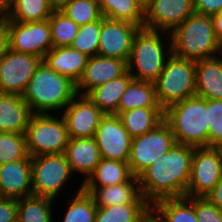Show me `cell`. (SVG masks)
I'll return each mask as SVG.
<instances>
[{
	"instance_id": "8fae6325",
	"label": "cell",
	"mask_w": 222,
	"mask_h": 222,
	"mask_svg": "<svg viewBox=\"0 0 222 222\" xmlns=\"http://www.w3.org/2000/svg\"><path fill=\"white\" fill-rule=\"evenodd\" d=\"M4 22L9 49L43 59L53 48L49 20L27 23L16 21Z\"/></svg>"
},
{
	"instance_id": "30bf717a",
	"label": "cell",
	"mask_w": 222,
	"mask_h": 222,
	"mask_svg": "<svg viewBox=\"0 0 222 222\" xmlns=\"http://www.w3.org/2000/svg\"><path fill=\"white\" fill-rule=\"evenodd\" d=\"M222 178V148H194L186 197H205Z\"/></svg>"
},
{
	"instance_id": "3957f363",
	"label": "cell",
	"mask_w": 222,
	"mask_h": 222,
	"mask_svg": "<svg viewBox=\"0 0 222 222\" xmlns=\"http://www.w3.org/2000/svg\"><path fill=\"white\" fill-rule=\"evenodd\" d=\"M172 54L192 61L222 54L211 16L192 13L171 33Z\"/></svg>"
},
{
	"instance_id": "d590c367",
	"label": "cell",
	"mask_w": 222,
	"mask_h": 222,
	"mask_svg": "<svg viewBox=\"0 0 222 222\" xmlns=\"http://www.w3.org/2000/svg\"><path fill=\"white\" fill-rule=\"evenodd\" d=\"M28 156L25 133L0 132V165Z\"/></svg>"
},
{
	"instance_id": "ab89813d",
	"label": "cell",
	"mask_w": 222,
	"mask_h": 222,
	"mask_svg": "<svg viewBox=\"0 0 222 222\" xmlns=\"http://www.w3.org/2000/svg\"><path fill=\"white\" fill-rule=\"evenodd\" d=\"M18 199L0 197V222H17Z\"/></svg>"
},
{
	"instance_id": "7c38bea8",
	"label": "cell",
	"mask_w": 222,
	"mask_h": 222,
	"mask_svg": "<svg viewBox=\"0 0 222 222\" xmlns=\"http://www.w3.org/2000/svg\"><path fill=\"white\" fill-rule=\"evenodd\" d=\"M41 61L8 48L0 60V92L22 96Z\"/></svg>"
},
{
	"instance_id": "277c9868",
	"label": "cell",
	"mask_w": 222,
	"mask_h": 222,
	"mask_svg": "<svg viewBox=\"0 0 222 222\" xmlns=\"http://www.w3.org/2000/svg\"><path fill=\"white\" fill-rule=\"evenodd\" d=\"M164 34L167 41L163 38ZM171 54L170 33L140 28L134 36L130 49L128 72L134 80L154 83Z\"/></svg>"
},
{
	"instance_id": "ac0fdd59",
	"label": "cell",
	"mask_w": 222,
	"mask_h": 222,
	"mask_svg": "<svg viewBox=\"0 0 222 222\" xmlns=\"http://www.w3.org/2000/svg\"><path fill=\"white\" fill-rule=\"evenodd\" d=\"M31 157L0 165V197L20 199L32 194Z\"/></svg>"
},
{
	"instance_id": "8d00e7d4",
	"label": "cell",
	"mask_w": 222,
	"mask_h": 222,
	"mask_svg": "<svg viewBox=\"0 0 222 222\" xmlns=\"http://www.w3.org/2000/svg\"><path fill=\"white\" fill-rule=\"evenodd\" d=\"M101 31V18L94 22L80 26L71 47L88 57L98 55L99 35Z\"/></svg>"
},
{
	"instance_id": "cb8c5ba5",
	"label": "cell",
	"mask_w": 222,
	"mask_h": 222,
	"mask_svg": "<svg viewBox=\"0 0 222 222\" xmlns=\"http://www.w3.org/2000/svg\"><path fill=\"white\" fill-rule=\"evenodd\" d=\"M57 7L52 0H10L3 21L41 22L48 20Z\"/></svg>"
},
{
	"instance_id": "9a60e30c",
	"label": "cell",
	"mask_w": 222,
	"mask_h": 222,
	"mask_svg": "<svg viewBox=\"0 0 222 222\" xmlns=\"http://www.w3.org/2000/svg\"><path fill=\"white\" fill-rule=\"evenodd\" d=\"M194 12V0H151L144 10L143 28L171 33Z\"/></svg>"
},
{
	"instance_id": "484cf974",
	"label": "cell",
	"mask_w": 222,
	"mask_h": 222,
	"mask_svg": "<svg viewBox=\"0 0 222 222\" xmlns=\"http://www.w3.org/2000/svg\"><path fill=\"white\" fill-rule=\"evenodd\" d=\"M152 212L162 222H198L195 197L167 198L155 202Z\"/></svg>"
},
{
	"instance_id": "bcb514c9",
	"label": "cell",
	"mask_w": 222,
	"mask_h": 222,
	"mask_svg": "<svg viewBox=\"0 0 222 222\" xmlns=\"http://www.w3.org/2000/svg\"><path fill=\"white\" fill-rule=\"evenodd\" d=\"M143 222H162L153 212H151Z\"/></svg>"
},
{
	"instance_id": "603a6c76",
	"label": "cell",
	"mask_w": 222,
	"mask_h": 222,
	"mask_svg": "<svg viewBox=\"0 0 222 222\" xmlns=\"http://www.w3.org/2000/svg\"><path fill=\"white\" fill-rule=\"evenodd\" d=\"M31 114L22 96L0 92V132L25 133Z\"/></svg>"
},
{
	"instance_id": "b9f144b4",
	"label": "cell",
	"mask_w": 222,
	"mask_h": 222,
	"mask_svg": "<svg viewBox=\"0 0 222 222\" xmlns=\"http://www.w3.org/2000/svg\"><path fill=\"white\" fill-rule=\"evenodd\" d=\"M214 206L222 211V178L205 196Z\"/></svg>"
},
{
	"instance_id": "60d3db41",
	"label": "cell",
	"mask_w": 222,
	"mask_h": 222,
	"mask_svg": "<svg viewBox=\"0 0 222 222\" xmlns=\"http://www.w3.org/2000/svg\"><path fill=\"white\" fill-rule=\"evenodd\" d=\"M196 13L206 16H214L222 12V0H194Z\"/></svg>"
},
{
	"instance_id": "2e32d148",
	"label": "cell",
	"mask_w": 222,
	"mask_h": 222,
	"mask_svg": "<svg viewBox=\"0 0 222 222\" xmlns=\"http://www.w3.org/2000/svg\"><path fill=\"white\" fill-rule=\"evenodd\" d=\"M139 29L133 23L102 16L98 55L128 61L134 36Z\"/></svg>"
},
{
	"instance_id": "7dc6e473",
	"label": "cell",
	"mask_w": 222,
	"mask_h": 222,
	"mask_svg": "<svg viewBox=\"0 0 222 222\" xmlns=\"http://www.w3.org/2000/svg\"><path fill=\"white\" fill-rule=\"evenodd\" d=\"M144 10L149 6L151 0H135Z\"/></svg>"
},
{
	"instance_id": "6da1fadb",
	"label": "cell",
	"mask_w": 222,
	"mask_h": 222,
	"mask_svg": "<svg viewBox=\"0 0 222 222\" xmlns=\"http://www.w3.org/2000/svg\"><path fill=\"white\" fill-rule=\"evenodd\" d=\"M193 151L194 147L176 143L138 176L141 195L151 205L186 196Z\"/></svg>"
},
{
	"instance_id": "44dd1931",
	"label": "cell",
	"mask_w": 222,
	"mask_h": 222,
	"mask_svg": "<svg viewBox=\"0 0 222 222\" xmlns=\"http://www.w3.org/2000/svg\"><path fill=\"white\" fill-rule=\"evenodd\" d=\"M196 95L222 100V55L195 61Z\"/></svg>"
},
{
	"instance_id": "ba28073f",
	"label": "cell",
	"mask_w": 222,
	"mask_h": 222,
	"mask_svg": "<svg viewBox=\"0 0 222 222\" xmlns=\"http://www.w3.org/2000/svg\"><path fill=\"white\" fill-rule=\"evenodd\" d=\"M32 194L54 200L72 178V171L64 154L31 157Z\"/></svg>"
},
{
	"instance_id": "f35d334b",
	"label": "cell",
	"mask_w": 222,
	"mask_h": 222,
	"mask_svg": "<svg viewBox=\"0 0 222 222\" xmlns=\"http://www.w3.org/2000/svg\"><path fill=\"white\" fill-rule=\"evenodd\" d=\"M195 213L198 222H222V211L205 197H195Z\"/></svg>"
},
{
	"instance_id": "ffe728a7",
	"label": "cell",
	"mask_w": 222,
	"mask_h": 222,
	"mask_svg": "<svg viewBox=\"0 0 222 222\" xmlns=\"http://www.w3.org/2000/svg\"><path fill=\"white\" fill-rule=\"evenodd\" d=\"M72 173L85 176L83 182L93 173L102 160L95 138H70L64 151Z\"/></svg>"
},
{
	"instance_id": "f1b7e54d",
	"label": "cell",
	"mask_w": 222,
	"mask_h": 222,
	"mask_svg": "<svg viewBox=\"0 0 222 222\" xmlns=\"http://www.w3.org/2000/svg\"><path fill=\"white\" fill-rule=\"evenodd\" d=\"M135 108H162L156 98L155 84L153 82H145L132 80L118 105V115Z\"/></svg>"
},
{
	"instance_id": "f546056e",
	"label": "cell",
	"mask_w": 222,
	"mask_h": 222,
	"mask_svg": "<svg viewBox=\"0 0 222 222\" xmlns=\"http://www.w3.org/2000/svg\"><path fill=\"white\" fill-rule=\"evenodd\" d=\"M151 212V204H120L97 207L94 222H143Z\"/></svg>"
},
{
	"instance_id": "4316f807",
	"label": "cell",
	"mask_w": 222,
	"mask_h": 222,
	"mask_svg": "<svg viewBox=\"0 0 222 222\" xmlns=\"http://www.w3.org/2000/svg\"><path fill=\"white\" fill-rule=\"evenodd\" d=\"M133 175L127 162L103 159L95 167L82 187H108L127 182Z\"/></svg>"
},
{
	"instance_id": "5bb4252c",
	"label": "cell",
	"mask_w": 222,
	"mask_h": 222,
	"mask_svg": "<svg viewBox=\"0 0 222 222\" xmlns=\"http://www.w3.org/2000/svg\"><path fill=\"white\" fill-rule=\"evenodd\" d=\"M62 112L61 116L70 138H93L101 119L105 116L87 95L79 94Z\"/></svg>"
},
{
	"instance_id": "52a82bcc",
	"label": "cell",
	"mask_w": 222,
	"mask_h": 222,
	"mask_svg": "<svg viewBox=\"0 0 222 222\" xmlns=\"http://www.w3.org/2000/svg\"><path fill=\"white\" fill-rule=\"evenodd\" d=\"M56 114H31L25 132L27 150L30 157L64 154L70 137L60 112H56Z\"/></svg>"
},
{
	"instance_id": "7402d4cb",
	"label": "cell",
	"mask_w": 222,
	"mask_h": 222,
	"mask_svg": "<svg viewBox=\"0 0 222 222\" xmlns=\"http://www.w3.org/2000/svg\"><path fill=\"white\" fill-rule=\"evenodd\" d=\"M89 57L71 46L53 47L43 61L52 70L68 77L75 84L81 78Z\"/></svg>"
},
{
	"instance_id": "5b68a950",
	"label": "cell",
	"mask_w": 222,
	"mask_h": 222,
	"mask_svg": "<svg viewBox=\"0 0 222 222\" xmlns=\"http://www.w3.org/2000/svg\"><path fill=\"white\" fill-rule=\"evenodd\" d=\"M177 144L208 147L207 99L197 95L170 105L164 110Z\"/></svg>"
},
{
	"instance_id": "4dcf8cb0",
	"label": "cell",
	"mask_w": 222,
	"mask_h": 222,
	"mask_svg": "<svg viewBox=\"0 0 222 222\" xmlns=\"http://www.w3.org/2000/svg\"><path fill=\"white\" fill-rule=\"evenodd\" d=\"M104 18L126 21L143 28L144 9L135 0H97Z\"/></svg>"
},
{
	"instance_id": "4fadbf2b",
	"label": "cell",
	"mask_w": 222,
	"mask_h": 222,
	"mask_svg": "<svg viewBox=\"0 0 222 222\" xmlns=\"http://www.w3.org/2000/svg\"><path fill=\"white\" fill-rule=\"evenodd\" d=\"M103 159L128 162L132 137L118 115L105 114L94 136Z\"/></svg>"
},
{
	"instance_id": "d6a6232c",
	"label": "cell",
	"mask_w": 222,
	"mask_h": 222,
	"mask_svg": "<svg viewBox=\"0 0 222 222\" xmlns=\"http://www.w3.org/2000/svg\"><path fill=\"white\" fill-rule=\"evenodd\" d=\"M57 8L79 26L103 16L97 0H67Z\"/></svg>"
},
{
	"instance_id": "1f68e13d",
	"label": "cell",
	"mask_w": 222,
	"mask_h": 222,
	"mask_svg": "<svg viewBox=\"0 0 222 222\" xmlns=\"http://www.w3.org/2000/svg\"><path fill=\"white\" fill-rule=\"evenodd\" d=\"M54 199L42 196H27L18 199L17 222H53Z\"/></svg>"
},
{
	"instance_id": "7bdbcfd3",
	"label": "cell",
	"mask_w": 222,
	"mask_h": 222,
	"mask_svg": "<svg viewBox=\"0 0 222 222\" xmlns=\"http://www.w3.org/2000/svg\"><path fill=\"white\" fill-rule=\"evenodd\" d=\"M8 49V37L5 22L0 18V60Z\"/></svg>"
},
{
	"instance_id": "7a4b0ae2",
	"label": "cell",
	"mask_w": 222,
	"mask_h": 222,
	"mask_svg": "<svg viewBox=\"0 0 222 222\" xmlns=\"http://www.w3.org/2000/svg\"><path fill=\"white\" fill-rule=\"evenodd\" d=\"M76 95V84L49 68L42 60L22 98L32 113L54 114L63 111Z\"/></svg>"
},
{
	"instance_id": "d6986e66",
	"label": "cell",
	"mask_w": 222,
	"mask_h": 222,
	"mask_svg": "<svg viewBox=\"0 0 222 222\" xmlns=\"http://www.w3.org/2000/svg\"><path fill=\"white\" fill-rule=\"evenodd\" d=\"M89 193L97 207L120 204H150L140 192L138 177L132 176L127 182L108 187H82Z\"/></svg>"
},
{
	"instance_id": "c3c4849f",
	"label": "cell",
	"mask_w": 222,
	"mask_h": 222,
	"mask_svg": "<svg viewBox=\"0 0 222 222\" xmlns=\"http://www.w3.org/2000/svg\"><path fill=\"white\" fill-rule=\"evenodd\" d=\"M65 1H67V0H53V3L56 7H58L59 5H61Z\"/></svg>"
},
{
	"instance_id": "d4e9b609",
	"label": "cell",
	"mask_w": 222,
	"mask_h": 222,
	"mask_svg": "<svg viewBox=\"0 0 222 222\" xmlns=\"http://www.w3.org/2000/svg\"><path fill=\"white\" fill-rule=\"evenodd\" d=\"M132 80L133 77L127 71L124 75L91 90L87 96L105 114L118 115V105L121 96Z\"/></svg>"
},
{
	"instance_id": "836d02e7",
	"label": "cell",
	"mask_w": 222,
	"mask_h": 222,
	"mask_svg": "<svg viewBox=\"0 0 222 222\" xmlns=\"http://www.w3.org/2000/svg\"><path fill=\"white\" fill-rule=\"evenodd\" d=\"M71 199L61 222H94L97 206L92 196L82 189V185Z\"/></svg>"
},
{
	"instance_id": "ee69618b",
	"label": "cell",
	"mask_w": 222,
	"mask_h": 222,
	"mask_svg": "<svg viewBox=\"0 0 222 222\" xmlns=\"http://www.w3.org/2000/svg\"><path fill=\"white\" fill-rule=\"evenodd\" d=\"M216 37L222 46V12L212 16Z\"/></svg>"
},
{
	"instance_id": "74e56055",
	"label": "cell",
	"mask_w": 222,
	"mask_h": 222,
	"mask_svg": "<svg viewBox=\"0 0 222 222\" xmlns=\"http://www.w3.org/2000/svg\"><path fill=\"white\" fill-rule=\"evenodd\" d=\"M208 147L222 148V100L207 99Z\"/></svg>"
},
{
	"instance_id": "83f0119b",
	"label": "cell",
	"mask_w": 222,
	"mask_h": 222,
	"mask_svg": "<svg viewBox=\"0 0 222 222\" xmlns=\"http://www.w3.org/2000/svg\"><path fill=\"white\" fill-rule=\"evenodd\" d=\"M124 128L134 138L154 130L164 121L162 108H135L118 115Z\"/></svg>"
},
{
	"instance_id": "e0dca14e",
	"label": "cell",
	"mask_w": 222,
	"mask_h": 222,
	"mask_svg": "<svg viewBox=\"0 0 222 222\" xmlns=\"http://www.w3.org/2000/svg\"><path fill=\"white\" fill-rule=\"evenodd\" d=\"M128 71L127 61L95 55L89 57L83 74L76 84L79 95H87L96 87L124 75Z\"/></svg>"
},
{
	"instance_id": "9c48e42d",
	"label": "cell",
	"mask_w": 222,
	"mask_h": 222,
	"mask_svg": "<svg viewBox=\"0 0 222 222\" xmlns=\"http://www.w3.org/2000/svg\"><path fill=\"white\" fill-rule=\"evenodd\" d=\"M175 144L174 134L165 121L159 124L154 130L132 138L130 157L127 162L131 174L138 177Z\"/></svg>"
},
{
	"instance_id": "8992f818",
	"label": "cell",
	"mask_w": 222,
	"mask_h": 222,
	"mask_svg": "<svg viewBox=\"0 0 222 222\" xmlns=\"http://www.w3.org/2000/svg\"><path fill=\"white\" fill-rule=\"evenodd\" d=\"M154 84L157 102L163 110L195 96V61L171 54Z\"/></svg>"
},
{
	"instance_id": "f6af8a7d",
	"label": "cell",
	"mask_w": 222,
	"mask_h": 222,
	"mask_svg": "<svg viewBox=\"0 0 222 222\" xmlns=\"http://www.w3.org/2000/svg\"><path fill=\"white\" fill-rule=\"evenodd\" d=\"M10 0H0V18H2L9 7Z\"/></svg>"
},
{
	"instance_id": "e575fe53",
	"label": "cell",
	"mask_w": 222,
	"mask_h": 222,
	"mask_svg": "<svg viewBox=\"0 0 222 222\" xmlns=\"http://www.w3.org/2000/svg\"><path fill=\"white\" fill-rule=\"evenodd\" d=\"M48 20L53 47L71 46L80 26L58 8L53 11Z\"/></svg>"
}]
</instances>
